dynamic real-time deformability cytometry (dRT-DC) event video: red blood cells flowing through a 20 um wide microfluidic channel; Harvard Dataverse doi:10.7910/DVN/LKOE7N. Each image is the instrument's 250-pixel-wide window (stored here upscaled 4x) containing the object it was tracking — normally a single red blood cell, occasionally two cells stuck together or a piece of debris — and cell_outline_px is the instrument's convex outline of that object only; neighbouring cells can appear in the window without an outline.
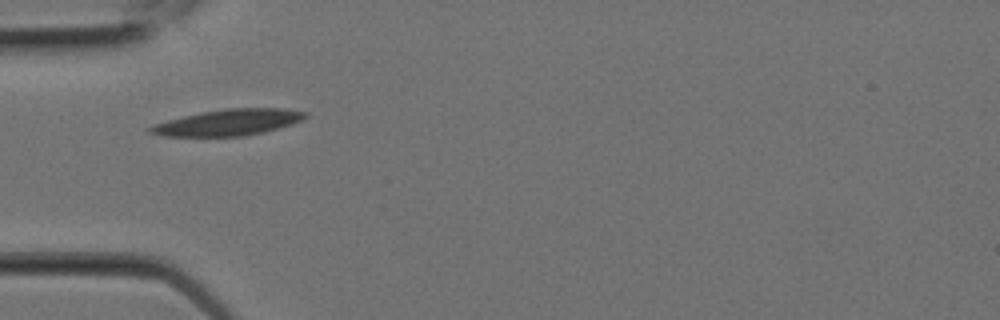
{"species": "Egyptian fruit bat (a non-hibernating species)", "species_latin": "Rousettus aegyptiacus", "temperature_condition": "room temperature", "stored_images_in_passage": 2, "camera_frame_rate_fps": 3000, "um_per_image_px": 0.085, "animal": {"sex": "female"}, "frame": {"image": 1, "passage_image": 1, "time_ms": 0.0, "image_size_px": [1000, 320], "cell_outline_px": [[308, 116], [292, 124], [264, 132], [244, 136], [164, 136], [148, 132], [144, 128], [152, 124], [200, 112], [224, 108], [280, 108], [308, 112]], "centroid_in_image_um": [19.37, 10.4], "position_along_channel_um": 65.6, "area_um2": 23.76}}